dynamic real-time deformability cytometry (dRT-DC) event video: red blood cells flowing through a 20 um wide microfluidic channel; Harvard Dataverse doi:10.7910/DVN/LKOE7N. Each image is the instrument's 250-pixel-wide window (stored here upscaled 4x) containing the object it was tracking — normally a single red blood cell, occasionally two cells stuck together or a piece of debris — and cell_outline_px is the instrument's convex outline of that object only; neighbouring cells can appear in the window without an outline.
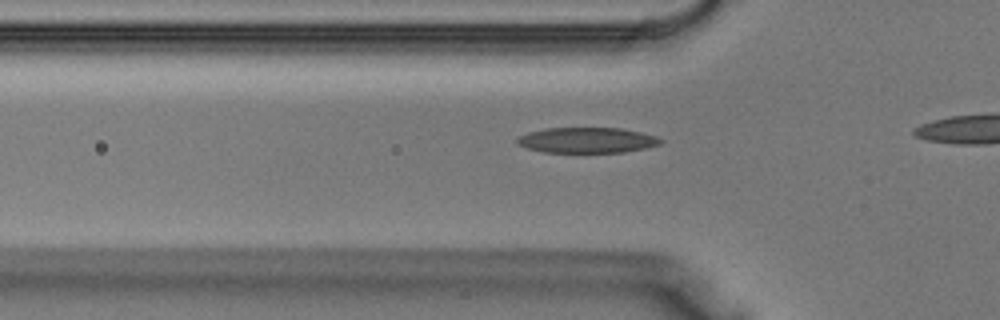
{"species": "Egyptian fruit bat (a non-hibernating species)", "species_latin": "Rousettus aegyptiacus", "temperature_condition": "warm", "stored_images_in_passage": 5, "camera_frame_rate_fps": 3000, "um_per_image_px": 0.085, "animal": {"sex": "male"}, "frame": {"image": 1, "passage_image": 3, "time_ms": 0.667, "image_size_px": [1000, 320], "cell_outline_px": [[664, 140], [660, 144], [644, 148], [624, 152], [544, 152], [528, 148], [516, 144], [516, 140], [520, 136], [528, 132], [544, 128], [620, 128], [640, 132], [656, 136]], "centroid_in_image_um": [49.88, 11.91], "position_along_channel_um": 75.9, "area_um2": 21.21}}